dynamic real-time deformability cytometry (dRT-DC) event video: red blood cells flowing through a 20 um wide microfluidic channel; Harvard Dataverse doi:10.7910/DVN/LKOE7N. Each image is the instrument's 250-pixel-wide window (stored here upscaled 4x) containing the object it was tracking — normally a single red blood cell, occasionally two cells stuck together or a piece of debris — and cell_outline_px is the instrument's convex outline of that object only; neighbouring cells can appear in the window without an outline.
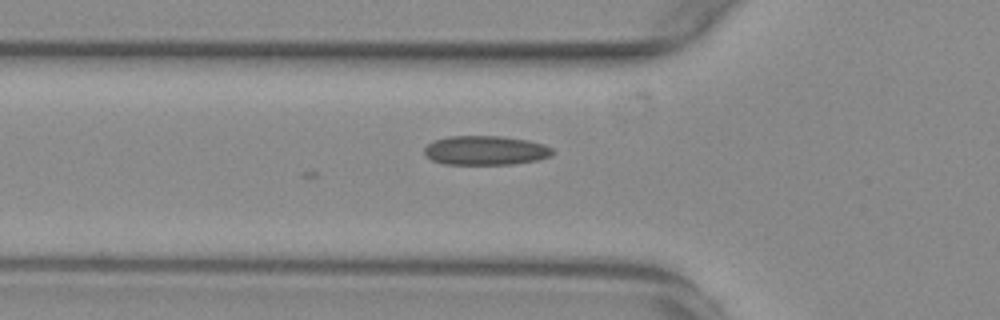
{"species": "common noctule bat (a hibernating species)", "species_latin": "Nyctalus noctula", "temperature_condition": "warm", "stored_images_in_passage": 3, "camera_frame_rate_fps": 3000, "um_per_image_px": 0.085, "animal": {"sex": "female", "body_mass_g": 29.2, "forearm_length_mm": 56.3}, "frame": {"image": 1, "passage_image": 3, "time_ms": 0.667, "image_size_px": [1000, 320], "cell_outline_px": [[552, 152], [548, 156], [536, 160], [512, 164], [444, 164], [432, 160], [424, 152], [424, 148], [432, 140], [448, 136], [500, 136], [528, 140], [544, 144], [552, 148]], "centroid_in_image_um": [41.23, 12.77], "position_along_channel_um": 84.6, "area_um2": 21.73}}